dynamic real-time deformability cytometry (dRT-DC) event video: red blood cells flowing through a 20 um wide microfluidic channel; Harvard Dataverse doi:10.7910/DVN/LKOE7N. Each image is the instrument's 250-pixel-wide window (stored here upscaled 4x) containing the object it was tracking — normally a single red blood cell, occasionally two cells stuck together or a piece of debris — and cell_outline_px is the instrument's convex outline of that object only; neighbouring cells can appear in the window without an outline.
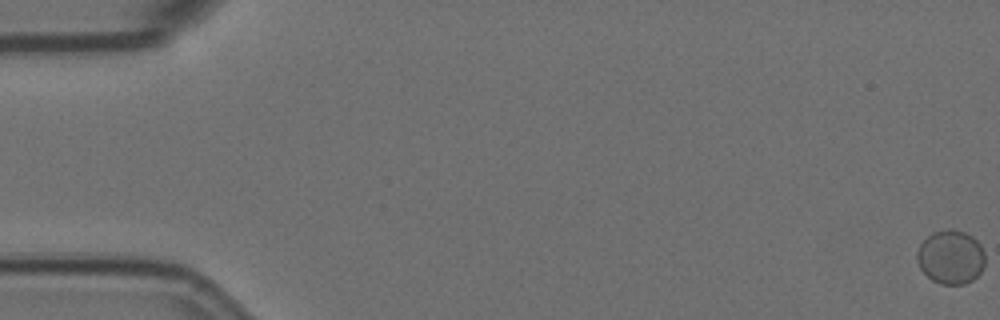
{"species": "Egyptian fruit bat (a non-hibernating species)", "species_latin": "Rousettus aegyptiacus", "temperature_condition": "room temperature", "stored_images_in_passage": 59, "camera_frame_rate_fps": 3000, "um_per_image_px": 0.085, "animal": {"sex": "female"}, "frame": {"image": 1, "passage_image": 1, "time_ms": 0.0, "image_size_px": [1000, 320], "cell_outline_px": [[984, 264], [980, 272], [972, 280], [964, 284], [940, 284], [932, 280], [920, 268], [916, 260], [916, 252], [920, 244], [932, 232], [948, 228], [952, 228], [964, 232], [972, 236], [980, 244], [984, 252]], "centroid_in_image_um": [80.79, 21.83], "position_along_channel_um": 4.2, "area_um2": 21.44}}
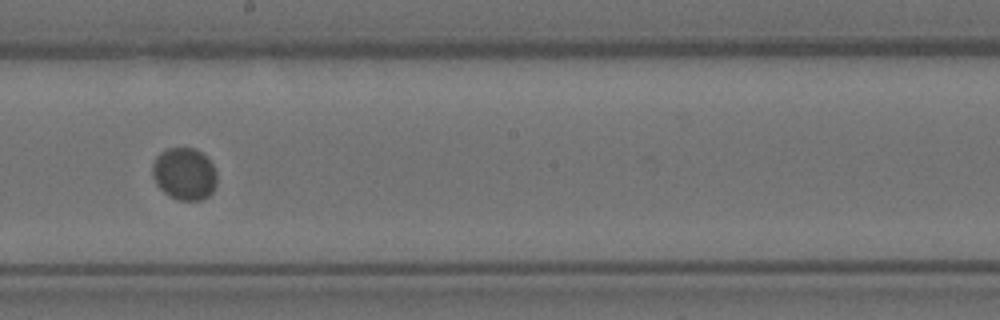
{"frame": {"image": 2, "passage_image": 34, "time_ms": 11.0, "image_size_px": [1000, 320], "cell_outline_px": [[216, 184], [212, 192], [208, 196], [200, 200], [176, 200], [164, 192], [156, 184], [152, 176], [152, 164], [156, 156], [160, 152], [168, 148], [196, 148], [212, 164], [216, 172]], "centroid_in_image_um": [15.65, 14.78], "position_along_channel_um": 232.6, "area_um2": 19.65}}
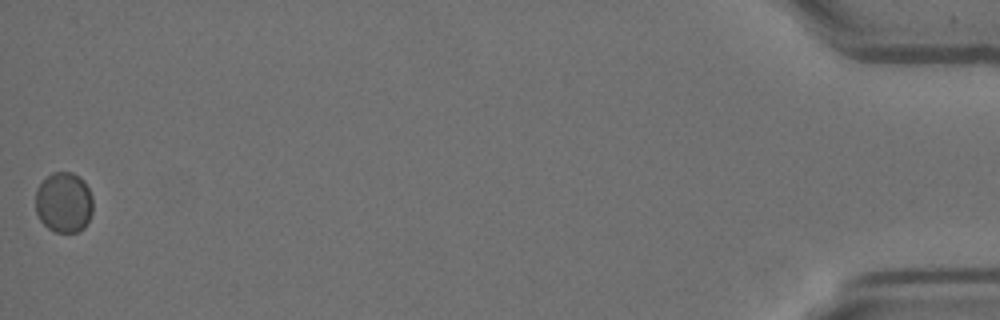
{"frame": {"image": 3, "passage_image": 59, "time_ms": 19.333, "image_size_px": [1000, 320], "cell_outline_px": [[92, 212], [84, 228], [76, 232], [56, 232], [48, 228], [40, 220], [36, 212], [36, 188], [52, 172], [72, 172], [80, 176], [84, 180], [92, 196]], "centroid_in_image_um": [5.43, 17.19], "position_along_channel_um": 429.8, "area_um2": 20.29}}